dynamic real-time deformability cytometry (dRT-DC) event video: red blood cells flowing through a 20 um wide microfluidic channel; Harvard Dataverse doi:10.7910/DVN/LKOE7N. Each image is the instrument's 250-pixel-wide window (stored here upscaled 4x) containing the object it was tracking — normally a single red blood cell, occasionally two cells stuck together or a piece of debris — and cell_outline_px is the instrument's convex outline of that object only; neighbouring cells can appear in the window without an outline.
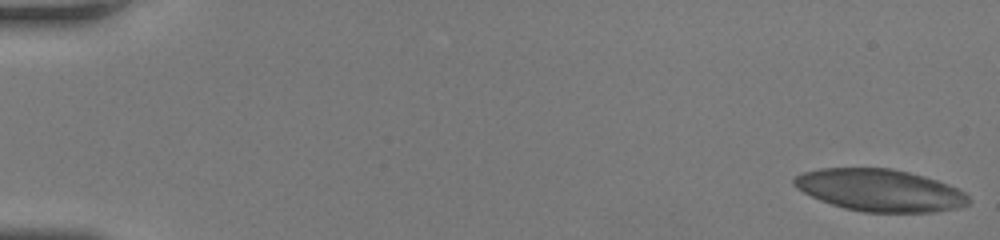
{"species": "human", "species_latin": "Homo sapiens", "temperature_condition": "room temperature", "stored_images_in_passage": 51, "camera_frame_rate_fps": 3000, "um_per_image_px": 0.085, "donor": {"sex": "female"}, "frame": {"image": 1, "passage_image": 1, "time_ms": 0.0, "image_size_px": [1000, 240], "cell_outline_px": [[972, 200], [968, 204], [956, 208], [932, 212], [864, 212], [844, 208], [820, 200], [796, 188], [792, 184], [792, 180], [796, 176], [804, 172], [820, 168], [892, 168], [924, 176], [948, 184], [964, 192]], "centroid_in_image_um": [74.79, 16.17], "position_along_channel_um": 10.2, "area_um2": 42.71}}
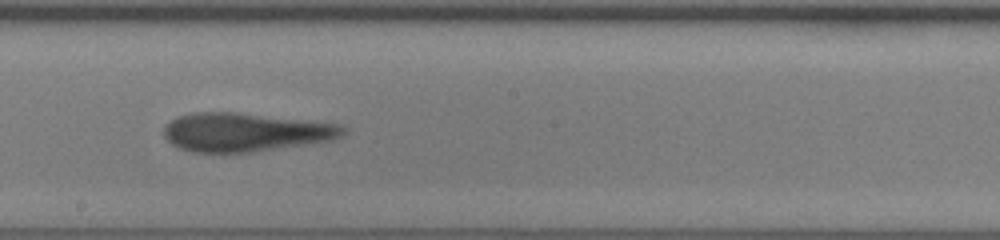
{"frame": {"image": 2, "passage_image": 30, "time_ms": 9.667, "image_size_px": [1000, 240], "cell_outline_px": [[348, 132], [344, 136], [332, 140], [252, 152], [192, 152], [180, 148], [172, 144], [164, 136], [164, 128], [172, 120], [180, 116], [196, 112], [232, 112], [336, 124], [348, 128]], "centroid_in_image_um": [20.86, 11.25], "position_along_channel_um": 227.3, "area_um2": 39.77}}
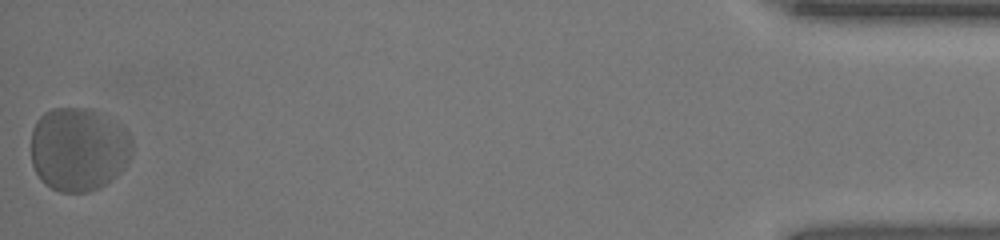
{"frame": {"image": 3, "passage_image": 51, "time_ms": 16.667, "image_size_px": [1000, 240], "cell_outline_px": [[132, 156], [124, 168], [116, 176], [100, 188], [88, 192], [60, 192], [44, 184], [40, 180], [32, 164], [32, 128], [36, 120], [44, 112], [52, 108], [92, 108], [128, 132], [132, 140]], "centroid_in_image_um": [6.67, 12.7], "position_along_channel_um": 428.5, "area_um2": 49.59}, "authors_computed_cell_mechanics": {"area_um2": 41.6738, "velocity_mm_per_s": 4.115, "shape_relaxation_time_tau1_ms": 3.9411, "shape_relaxation_time_tau2_ms": 1.3786, "deformation_change_tau1": 0.1116, "deformation_change_tau2": 0.0958}}